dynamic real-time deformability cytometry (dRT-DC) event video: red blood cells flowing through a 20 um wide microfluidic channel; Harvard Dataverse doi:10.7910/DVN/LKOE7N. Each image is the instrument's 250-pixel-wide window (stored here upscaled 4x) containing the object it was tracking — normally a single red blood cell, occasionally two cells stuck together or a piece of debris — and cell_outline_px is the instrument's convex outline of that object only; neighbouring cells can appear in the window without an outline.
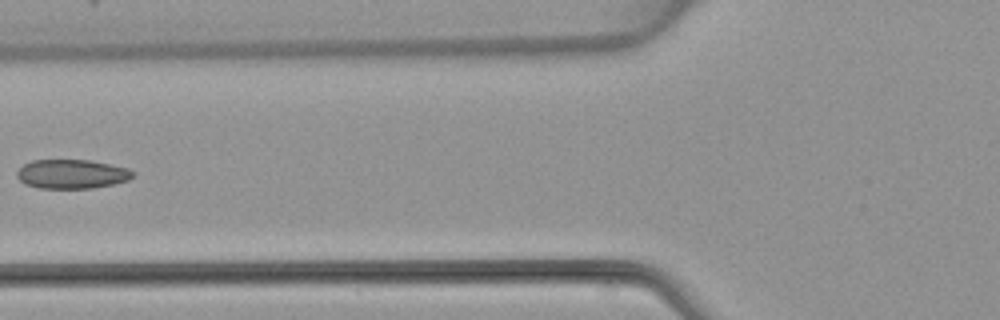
{"species": "common noctule bat (a hibernating species)", "species_latin": "Nyctalus noctula", "temperature_condition": "warm", "stored_images_in_passage": 4, "camera_frame_rate_fps": 3000, "um_per_image_px": 0.085, "animal": {"sex": "female", "body_mass_g": 22.7, "forearm_length_mm": 54.2}, "frame": {"image": 1, "passage_image": 4, "time_ms": 3.667, "image_size_px": [1000, 320], "cell_outline_px": [[136, 176], [128, 180], [112, 184], [92, 188], [40, 188], [24, 184], [16, 176], [16, 172], [24, 164], [32, 160], [92, 160], [128, 168], [136, 172]], "centroid_in_image_um": [6.13, 14.79], "position_along_channel_um": 119.7, "area_um2": 19.83}}